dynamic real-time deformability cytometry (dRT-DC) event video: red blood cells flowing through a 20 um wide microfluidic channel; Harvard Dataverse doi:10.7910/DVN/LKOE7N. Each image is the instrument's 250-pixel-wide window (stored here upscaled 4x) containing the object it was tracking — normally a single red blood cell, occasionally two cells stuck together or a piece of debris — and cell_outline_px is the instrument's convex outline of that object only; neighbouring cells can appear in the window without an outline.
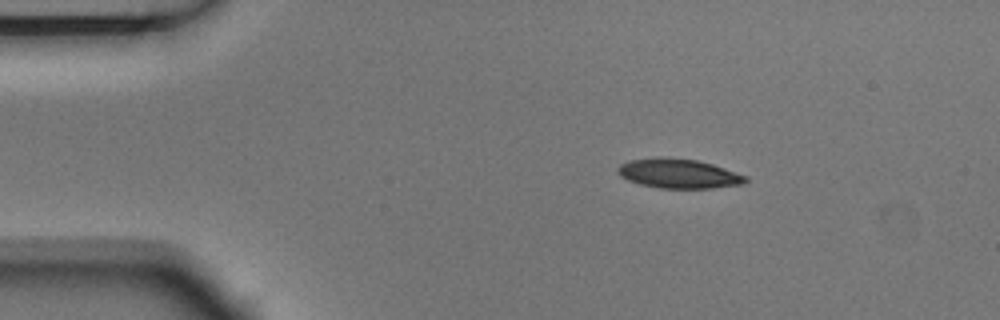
{"species": "Egyptian fruit bat (a non-hibernating species)", "species_latin": "Rousettus aegyptiacus", "temperature_condition": "room temperature", "stored_images_in_passage": 2, "camera_frame_rate_fps": 3000, "um_per_image_px": 0.085, "animal": {"sex": "male"}, "frame": {"image": 1, "passage_image": 1, "time_ms": 0.0, "image_size_px": [1000, 320], "cell_outline_px": [[748, 180], [744, 184], [712, 188], [660, 188], [640, 184], [628, 180], [620, 176], [616, 172], [616, 168], [620, 164], [628, 160], [660, 156], [668, 156], [696, 160], [712, 164], [748, 176]], "centroid_in_image_um": [57.65, 14.74], "position_along_channel_um": 27.3, "area_um2": 22.25}}